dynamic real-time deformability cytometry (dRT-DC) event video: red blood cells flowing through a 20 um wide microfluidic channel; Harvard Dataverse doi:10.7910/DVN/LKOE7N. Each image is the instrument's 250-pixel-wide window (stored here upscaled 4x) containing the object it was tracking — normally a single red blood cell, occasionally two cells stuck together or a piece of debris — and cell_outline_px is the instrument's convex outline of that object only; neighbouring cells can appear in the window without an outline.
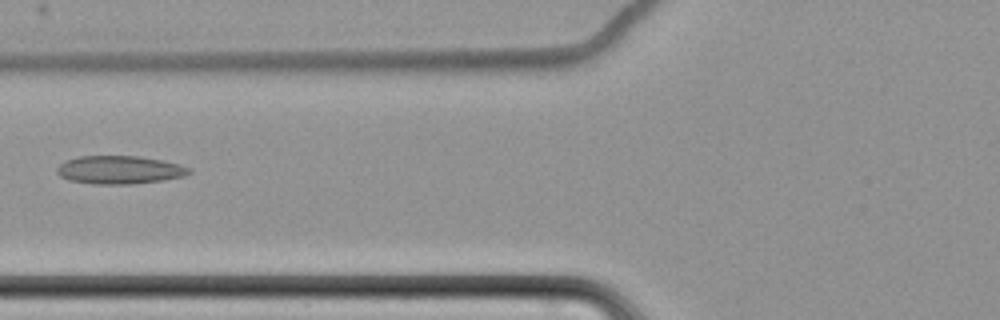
{"species": "common noctule bat (a hibernating species)", "species_latin": "Nyctalus noctula", "temperature_condition": "cold", "stored_images_in_passage": 9, "camera_frame_rate_fps": 3000, "um_per_image_px": 0.085, "animal": {"sex": "female", "body_mass_g": 22.7, "forearm_length_mm": 54.2}, "frame": {"image": 1, "passage_image": 7, "time_ms": 8.0, "image_size_px": [1000, 320], "cell_outline_px": [[192, 172], [184, 176], [164, 180], [132, 184], [96, 184], [68, 180], [60, 176], [56, 172], [56, 168], [60, 164], [68, 160], [80, 156], [140, 156], [180, 164], [192, 168]], "centroid_in_image_um": [10.19, 14.44], "position_along_channel_um": 115.6, "area_um2": 21.73}}
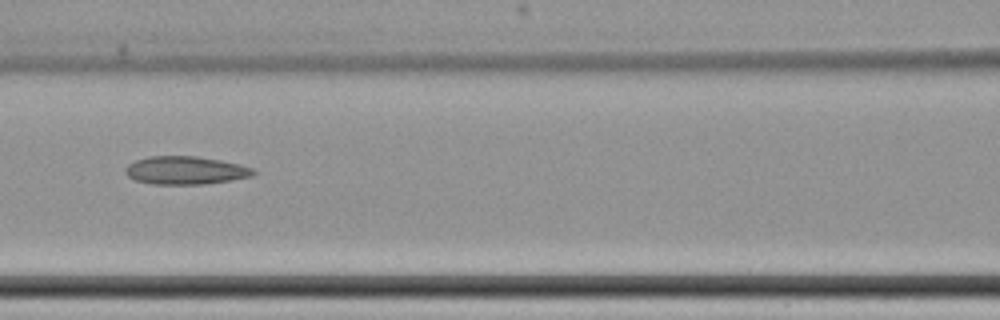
{"frame": {"image": 2, "passage_image": 8, "time_ms": 9.0, "image_size_px": [1000, 320], "cell_outline_px": [[256, 172], [252, 176], [204, 184], [152, 184], [136, 180], [128, 176], [124, 172], [124, 168], [128, 164], [136, 160], [148, 156], [196, 156], [220, 160], [240, 164], [252, 168]], "centroid_in_image_um": [15.73, 14.47], "position_along_channel_um": 150.9, "area_um2": 20.87}}
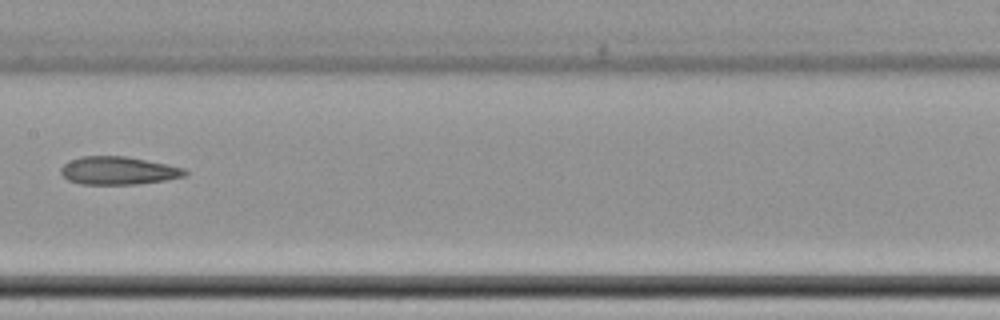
{"frame": {"image": 3, "passage_image": 9, "time_ms": 10.333, "image_size_px": [1000, 320], "cell_outline_px": [[188, 172], [184, 176], [164, 180], [136, 184], [80, 184], [68, 180], [60, 172], [60, 168], [64, 164], [80, 156], [128, 156], [168, 164], [184, 168]], "centroid_in_image_um": [10.05, 14.49], "position_along_channel_um": 197.3, "area_um2": 20.23}}